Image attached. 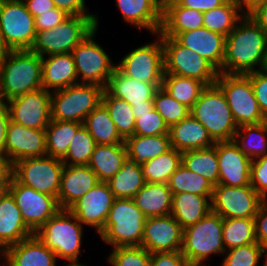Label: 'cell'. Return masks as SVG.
<instances>
[{
    "mask_svg": "<svg viewBox=\"0 0 267 266\" xmlns=\"http://www.w3.org/2000/svg\"><path fill=\"white\" fill-rule=\"evenodd\" d=\"M94 138L82 125L71 140L66 157L62 160L64 165H88L95 148Z\"/></svg>",
    "mask_w": 267,
    "mask_h": 266,
    "instance_id": "cell-46",
    "label": "cell"
},
{
    "mask_svg": "<svg viewBox=\"0 0 267 266\" xmlns=\"http://www.w3.org/2000/svg\"><path fill=\"white\" fill-rule=\"evenodd\" d=\"M65 11L54 8L34 18L36 32L55 28L69 17Z\"/></svg>",
    "mask_w": 267,
    "mask_h": 266,
    "instance_id": "cell-53",
    "label": "cell"
},
{
    "mask_svg": "<svg viewBox=\"0 0 267 266\" xmlns=\"http://www.w3.org/2000/svg\"><path fill=\"white\" fill-rule=\"evenodd\" d=\"M222 238L225 250L257 242L254 218L223 219Z\"/></svg>",
    "mask_w": 267,
    "mask_h": 266,
    "instance_id": "cell-45",
    "label": "cell"
},
{
    "mask_svg": "<svg viewBox=\"0 0 267 266\" xmlns=\"http://www.w3.org/2000/svg\"><path fill=\"white\" fill-rule=\"evenodd\" d=\"M3 259L6 266H56L58 258L34 234L8 247L4 251Z\"/></svg>",
    "mask_w": 267,
    "mask_h": 266,
    "instance_id": "cell-24",
    "label": "cell"
},
{
    "mask_svg": "<svg viewBox=\"0 0 267 266\" xmlns=\"http://www.w3.org/2000/svg\"><path fill=\"white\" fill-rule=\"evenodd\" d=\"M1 256H4V252L0 249V260H1ZM0 266H1V264H0Z\"/></svg>",
    "mask_w": 267,
    "mask_h": 266,
    "instance_id": "cell-69",
    "label": "cell"
},
{
    "mask_svg": "<svg viewBox=\"0 0 267 266\" xmlns=\"http://www.w3.org/2000/svg\"><path fill=\"white\" fill-rule=\"evenodd\" d=\"M161 40L164 50V74L198 79L206 86L215 84L219 71L210 62L172 37L161 36Z\"/></svg>",
    "mask_w": 267,
    "mask_h": 266,
    "instance_id": "cell-10",
    "label": "cell"
},
{
    "mask_svg": "<svg viewBox=\"0 0 267 266\" xmlns=\"http://www.w3.org/2000/svg\"><path fill=\"white\" fill-rule=\"evenodd\" d=\"M115 197L107 182H99L68 210L82 223L99 233L105 225Z\"/></svg>",
    "mask_w": 267,
    "mask_h": 266,
    "instance_id": "cell-18",
    "label": "cell"
},
{
    "mask_svg": "<svg viewBox=\"0 0 267 266\" xmlns=\"http://www.w3.org/2000/svg\"><path fill=\"white\" fill-rule=\"evenodd\" d=\"M4 155L13 164L24 158L46 156V131L27 128L9 121L6 131Z\"/></svg>",
    "mask_w": 267,
    "mask_h": 266,
    "instance_id": "cell-21",
    "label": "cell"
},
{
    "mask_svg": "<svg viewBox=\"0 0 267 266\" xmlns=\"http://www.w3.org/2000/svg\"><path fill=\"white\" fill-rule=\"evenodd\" d=\"M126 157L125 143L96 144L88 166L97 175L99 182H108L121 169Z\"/></svg>",
    "mask_w": 267,
    "mask_h": 266,
    "instance_id": "cell-32",
    "label": "cell"
},
{
    "mask_svg": "<svg viewBox=\"0 0 267 266\" xmlns=\"http://www.w3.org/2000/svg\"><path fill=\"white\" fill-rule=\"evenodd\" d=\"M145 220L133 199L115 198L104 228L98 234L113 248L141 246Z\"/></svg>",
    "mask_w": 267,
    "mask_h": 266,
    "instance_id": "cell-5",
    "label": "cell"
},
{
    "mask_svg": "<svg viewBox=\"0 0 267 266\" xmlns=\"http://www.w3.org/2000/svg\"><path fill=\"white\" fill-rule=\"evenodd\" d=\"M247 15L267 34V1L256 5Z\"/></svg>",
    "mask_w": 267,
    "mask_h": 266,
    "instance_id": "cell-59",
    "label": "cell"
},
{
    "mask_svg": "<svg viewBox=\"0 0 267 266\" xmlns=\"http://www.w3.org/2000/svg\"><path fill=\"white\" fill-rule=\"evenodd\" d=\"M56 8L65 11L68 15L96 16L86 10L85 0H53Z\"/></svg>",
    "mask_w": 267,
    "mask_h": 266,
    "instance_id": "cell-56",
    "label": "cell"
},
{
    "mask_svg": "<svg viewBox=\"0 0 267 266\" xmlns=\"http://www.w3.org/2000/svg\"><path fill=\"white\" fill-rule=\"evenodd\" d=\"M255 237L262 246L264 252L267 251V200H264L254 216Z\"/></svg>",
    "mask_w": 267,
    "mask_h": 266,
    "instance_id": "cell-54",
    "label": "cell"
},
{
    "mask_svg": "<svg viewBox=\"0 0 267 266\" xmlns=\"http://www.w3.org/2000/svg\"><path fill=\"white\" fill-rule=\"evenodd\" d=\"M83 123L51 119L46 131L47 156L63 160L71 140Z\"/></svg>",
    "mask_w": 267,
    "mask_h": 266,
    "instance_id": "cell-37",
    "label": "cell"
},
{
    "mask_svg": "<svg viewBox=\"0 0 267 266\" xmlns=\"http://www.w3.org/2000/svg\"><path fill=\"white\" fill-rule=\"evenodd\" d=\"M0 30L10 50H30L35 20L23 0H0Z\"/></svg>",
    "mask_w": 267,
    "mask_h": 266,
    "instance_id": "cell-13",
    "label": "cell"
},
{
    "mask_svg": "<svg viewBox=\"0 0 267 266\" xmlns=\"http://www.w3.org/2000/svg\"><path fill=\"white\" fill-rule=\"evenodd\" d=\"M169 136L171 147L181 153L215 145L207 129L190 114L169 128Z\"/></svg>",
    "mask_w": 267,
    "mask_h": 266,
    "instance_id": "cell-29",
    "label": "cell"
},
{
    "mask_svg": "<svg viewBox=\"0 0 267 266\" xmlns=\"http://www.w3.org/2000/svg\"><path fill=\"white\" fill-rule=\"evenodd\" d=\"M10 121L27 128L45 130L51 120V91L43 88L5 102Z\"/></svg>",
    "mask_w": 267,
    "mask_h": 266,
    "instance_id": "cell-17",
    "label": "cell"
},
{
    "mask_svg": "<svg viewBox=\"0 0 267 266\" xmlns=\"http://www.w3.org/2000/svg\"><path fill=\"white\" fill-rule=\"evenodd\" d=\"M154 109V105H132L133 114H143L151 112Z\"/></svg>",
    "mask_w": 267,
    "mask_h": 266,
    "instance_id": "cell-63",
    "label": "cell"
},
{
    "mask_svg": "<svg viewBox=\"0 0 267 266\" xmlns=\"http://www.w3.org/2000/svg\"><path fill=\"white\" fill-rule=\"evenodd\" d=\"M132 199L146 218L171 214L173 194L168 184L146 182Z\"/></svg>",
    "mask_w": 267,
    "mask_h": 266,
    "instance_id": "cell-31",
    "label": "cell"
},
{
    "mask_svg": "<svg viewBox=\"0 0 267 266\" xmlns=\"http://www.w3.org/2000/svg\"><path fill=\"white\" fill-rule=\"evenodd\" d=\"M216 152L219 164L218 184L242 187L251 185V163L233 141H217Z\"/></svg>",
    "mask_w": 267,
    "mask_h": 266,
    "instance_id": "cell-20",
    "label": "cell"
},
{
    "mask_svg": "<svg viewBox=\"0 0 267 266\" xmlns=\"http://www.w3.org/2000/svg\"><path fill=\"white\" fill-rule=\"evenodd\" d=\"M183 228L170 214L146 218L141 247L149 253L181 251Z\"/></svg>",
    "mask_w": 267,
    "mask_h": 266,
    "instance_id": "cell-19",
    "label": "cell"
},
{
    "mask_svg": "<svg viewBox=\"0 0 267 266\" xmlns=\"http://www.w3.org/2000/svg\"><path fill=\"white\" fill-rule=\"evenodd\" d=\"M181 164L190 171L206 178L213 186L218 184L219 164L216 142L214 146L209 148L183 152Z\"/></svg>",
    "mask_w": 267,
    "mask_h": 266,
    "instance_id": "cell-38",
    "label": "cell"
},
{
    "mask_svg": "<svg viewBox=\"0 0 267 266\" xmlns=\"http://www.w3.org/2000/svg\"><path fill=\"white\" fill-rule=\"evenodd\" d=\"M10 121L7 105L0 103V153L4 154L7 126Z\"/></svg>",
    "mask_w": 267,
    "mask_h": 266,
    "instance_id": "cell-61",
    "label": "cell"
},
{
    "mask_svg": "<svg viewBox=\"0 0 267 266\" xmlns=\"http://www.w3.org/2000/svg\"><path fill=\"white\" fill-rule=\"evenodd\" d=\"M97 30L98 24L71 53L76 66L78 80H81H79V83L97 84L106 88L116 64L112 62V58L104 51L103 47L95 42L96 38L94 36Z\"/></svg>",
    "mask_w": 267,
    "mask_h": 266,
    "instance_id": "cell-11",
    "label": "cell"
},
{
    "mask_svg": "<svg viewBox=\"0 0 267 266\" xmlns=\"http://www.w3.org/2000/svg\"><path fill=\"white\" fill-rule=\"evenodd\" d=\"M182 153L171 147L165 153L140 164L145 182L167 184L170 176L181 164Z\"/></svg>",
    "mask_w": 267,
    "mask_h": 266,
    "instance_id": "cell-40",
    "label": "cell"
},
{
    "mask_svg": "<svg viewBox=\"0 0 267 266\" xmlns=\"http://www.w3.org/2000/svg\"><path fill=\"white\" fill-rule=\"evenodd\" d=\"M141 167L126 157L121 169L107 182L115 198L132 199L145 185Z\"/></svg>",
    "mask_w": 267,
    "mask_h": 266,
    "instance_id": "cell-35",
    "label": "cell"
},
{
    "mask_svg": "<svg viewBox=\"0 0 267 266\" xmlns=\"http://www.w3.org/2000/svg\"><path fill=\"white\" fill-rule=\"evenodd\" d=\"M240 7V9L247 14L251 11L256 5L263 3L267 0H234Z\"/></svg>",
    "mask_w": 267,
    "mask_h": 266,
    "instance_id": "cell-62",
    "label": "cell"
},
{
    "mask_svg": "<svg viewBox=\"0 0 267 266\" xmlns=\"http://www.w3.org/2000/svg\"><path fill=\"white\" fill-rule=\"evenodd\" d=\"M98 24V16L70 15L55 28L36 32L30 51L40 57L71 53Z\"/></svg>",
    "mask_w": 267,
    "mask_h": 266,
    "instance_id": "cell-7",
    "label": "cell"
},
{
    "mask_svg": "<svg viewBox=\"0 0 267 266\" xmlns=\"http://www.w3.org/2000/svg\"><path fill=\"white\" fill-rule=\"evenodd\" d=\"M233 141L251 160L267 155V123L238 127Z\"/></svg>",
    "mask_w": 267,
    "mask_h": 266,
    "instance_id": "cell-41",
    "label": "cell"
},
{
    "mask_svg": "<svg viewBox=\"0 0 267 266\" xmlns=\"http://www.w3.org/2000/svg\"><path fill=\"white\" fill-rule=\"evenodd\" d=\"M251 186L264 200H267V155L252 160Z\"/></svg>",
    "mask_w": 267,
    "mask_h": 266,
    "instance_id": "cell-51",
    "label": "cell"
},
{
    "mask_svg": "<svg viewBox=\"0 0 267 266\" xmlns=\"http://www.w3.org/2000/svg\"><path fill=\"white\" fill-rule=\"evenodd\" d=\"M162 84H150L123 75L115 68L106 90L114 97L125 100L129 105H154L156 91Z\"/></svg>",
    "mask_w": 267,
    "mask_h": 266,
    "instance_id": "cell-26",
    "label": "cell"
},
{
    "mask_svg": "<svg viewBox=\"0 0 267 266\" xmlns=\"http://www.w3.org/2000/svg\"><path fill=\"white\" fill-rule=\"evenodd\" d=\"M10 51L11 50L6 45L0 30V61H2L10 53Z\"/></svg>",
    "mask_w": 267,
    "mask_h": 266,
    "instance_id": "cell-64",
    "label": "cell"
},
{
    "mask_svg": "<svg viewBox=\"0 0 267 266\" xmlns=\"http://www.w3.org/2000/svg\"><path fill=\"white\" fill-rule=\"evenodd\" d=\"M126 23L145 28L153 35L160 32L162 24L163 0H116Z\"/></svg>",
    "mask_w": 267,
    "mask_h": 266,
    "instance_id": "cell-25",
    "label": "cell"
},
{
    "mask_svg": "<svg viewBox=\"0 0 267 266\" xmlns=\"http://www.w3.org/2000/svg\"><path fill=\"white\" fill-rule=\"evenodd\" d=\"M33 235L24 223L14 197L8 192L0 201V249L4 252Z\"/></svg>",
    "mask_w": 267,
    "mask_h": 266,
    "instance_id": "cell-28",
    "label": "cell"
},
{
    "mask_svg": "<svg viewBox=\"0 0 267 266\" xmlns=\"http://www.w3.org/2000/svg\"><path fill=\"white\" fill-rule=\"evenodd\" d=\"M262 70H264L267 73V54H266V59H265V63H264Z\"/></svg>",
    "mask_w": 267,
    "mask_h": 266,
    "instance_id": "cell-67",
    "label": "cell"
},
{
    "mask_svg": "<svg viewBox=\"0 0 267 266\" xmlns=\"http://www.w3.org/2000/svg\"><path fill=\"white\" fill-rule=\"evenodd\" d=\"M203 27V13L181 6L176 0H163L162 24L158 34L174 38L178 33Z\"/></svg>",
    "mask_w": 267,
    "mask_h": 266,
    "instance_id": "cell-30",
    "label": "cell"
},
{
    "mask_svg": "<svg viewBox=\"0 0 267 266\" xmlns=\"http://www.w3.org/2000/svg\"><path fill=\"white\" fill-rule=\"evenodd\" d=\"M64 266H87V265H83L82 263H67Z\"/></svg>",
    "mask_w": 267,
    "mask_h": 266,
    "instance_id": "cell-66",
    "label": "cell"
},
{
    "mask_svg": "<svg viewBox=\"0 0 267 266\" xmlns=\"http://www.w3.org/2000/svg\"><path fill=\"white\" fill-rule=\"evenodd\" d=\"M244 15L234 0H227L223 5L203 13V27L228 36Z\"/></svg>",
    "mask_w": 267,
    "mask_h": 266,
    "instance_id": "cell-39",
    "label": "cell"
},
{
    "mask_svg": "<svg viewBox=\"0 0 267 266\" xmlns=\"http://www.w3.org/2000/svg\"><path fill=\"white\" fill-rule=\"evenodd\" d=\"M23 2L34 18L56 8L53 0H23Z\"/></svg>",
    "mask_w": 267,
    "mask_h": 266,
    "instance_id": "cell-58",
    "label": "cell"
},
{
    "mask_svg": "<svg viewBox=\"0 0 267 266\" xmlns=\"http://www.w3.org/2000/svg\"><path fill=\"white\" fill-rule=\"evenodd\" d=\"M83 126L89 131L96 144L124 143V139L119 135L107 108L102 103L87 115Z\"/></svg>",
    "mask_w": 267,
    "mask_h": 266,
    "instance_id": "cell-36",
    "label": "cell"
},
{
    "mask_svg": "<svg viewBox=\"0 0 267 266\" xmlns=\"http://www.w3.org/2000/svg\"><path fill=\"white\" fill-rule=\"evenodd\" d=\"M212 196L191 193L173 195L171 215L184 229L197 223L211 211Z\"/></svg>",
    "mask_w": 267,
    "mask_h": 266,
    "instance_id": "cell-33",
    "label": "cell"
},
{
    "mask_svg": "<svg viewBox=\"0 0 267 266\" xmlns=\"http://www.w3.org/2000/svg\"><path fill=\"white\" fill-rule=\"evenodd\" d=\"M10 184H0V201L9 192Z\"/></svg>",
    "mask_w": 267,
    "mask_h": 266,
    "instance_id": "cell-65",
    "label": "cell"
},
{
    "mask_svg": "<svg viewBox=\"0 0 267 266\" xmlns=\"http://www.w3.org/2000/svg\"><path fill=\"white\" fill-rule=\"evenodd\" d=\"M223 218L210 211L197 223L183 229L181 253L188 265L208 266L212 254L224 255ZM208 259V260H207Z\"/></svg>",
    "mask_w": 267,
    "mask_h": 266,
    "instance_id": "cell-3",
    "label": "cell"
},
{
    "mask_svg": "<svg viewBox=\"0 0 267 266\" xmlns=\"http://www.w3.org/2000/svg\"><path fill=\"white\" fill-rule=\"evenodd\" d=\"M266 54L267 34L245 14L226 36L222 73L245 75L261 70Z\"/></svg>",
    "mask_w": 267,
    "mask_h": 266,
    "instance_id": "cell-1",
    "label": "cell"
},
{
    "mask_svg": "<svg viewBox=\"0 0 267 266\" xmlns=\"http://www.w3.org/2000/svg\"><path fill=\"white\" fill-rule=\"evenodd\" d=\"M83 224L68 209H60L34 234L55 253L57 258L68 263H80Z\"/></svg>",
    "mask_w": 267,
    "mask_h": 266,
    "instance_id": "cell-4",
    "label": "cell"
},
{
    "mask_svg": "<svg viewBox=\"0 0 267 266\" xmlns=\"http://www.w3.org/2000/svg\"><path fill=\"white\" fill-rule=\"evenodd\" d=\"M104 87L78 83L51 92V119L83 123L102 101Z\"/></svg>",
    "mask_w": 267,
    "mask_h": 266,
    "instance_id": "cell-8",
    "label": "cell"
},
{
    "mask_svg": "<svg viewBox=\"0 0 267 266\" xmlns=\"http://www.w3.org/2000/svg\"><path fill=\"white\" fill-rule=\"evenodd\" d=\"M134 118L136 120L134 135H169V128L156 109L143 114H134Z\"/></svg>",
    "mask_w": 267,
    "mask_h": 266,
    "instance_id": "cell-50",
    "label": "cell"
},
{
    "mask_svg": "<svg viewBox=\"0 0 267 266\" xmlns=\"http://www.w3.org/2000/svg\"><path fill=\"white\" fill-rule=\"evenodd\" d=\"M14 173V164L12 161L0 153V184H11Z\"/></svg>",
    "mask_w": 267,
    "mask_h": 266,
    "instance_id": "cell-60",
    "label": "cell"
},
{
    "mask_svg": "<svg viewBox=\"0 0 267 266\" xmlns=\"http://www.w3.org/2000/svg\"><path fill=\"white\" fill-rule=\"evenodd\" d=\"M245 75L251 80L259 108L264 118L267 119V73L261 69Z\"/></svg>",
    "mask_w": 267,
    "mask_h": 266,
    "instance_id": "cell-52",
    "label": "cell"
},
{
    "mask_svg": "<svg viewBox=\"0 0 267 266\" xmlns=\"http://www.w3.org/2000/svg\"><path fill=\"white\" fill-rule=\"evenodd\" d=\"M45 57H41L43 89L52 92L79 83L72 53Z\"/></svg>",
    "mask_w": 267,
    "mask_h": 266,
    "instance_id": "cell-27",
    "label": "cell"
},
{
    "mask_svg": "<svg viewBox=\"0 0 267 266\" xmlns=\"http://www.w3.org/2000/svg\"><path fill=\"white\" fill-rule=\"evenodd\" d=\"M150 266H188L181 251L151 253Z\"/></svg>",
    "mask_w": 267,
    "mask_h": 266,
    "instance_id": "cell-55",
    "label": "cell"
},
{
    "mask_svg": "<svg viewBox=\"0 0 267 266\" xmlns=\"http://www.w3.org/2000/svg\"><path fill=\"white\" fill-rule=\"evenodd\" d=\"M264 199L251 185L233 187L217 184L213 187L211 211L226 218H254Z\"/></svg>",
    "mask_w": 267,
    "mask_h": 266,
    "instance_id": "cell-15",
    "label": "cell"
},
{
    "mask_svg": "<svg viewBox=\"0 0 267 266\" xmlns=\"http://www.w3.org/2000/svg\"><path fill=\"white\" fill-rule=\"evenodd\" d=\"M172 194L191 193L202 196H212L213 185L201 175H198L180 164L168 180Z\"/></svg>",
    "mask_w": 267,
    "mask_h": 266,
    "instance_id": "cell-43",
    "label": "cell"
},
{
    "mask_svg": "<svg viewBox=\"0 0 267 266\" xmlns=\"http://www.w3.org/2000/svg\"><path fill=\"white\" fill-rule=\"evenodd\" d=\"M215 84L222 90L238 127L266 121L246 75L219 73Z\"/></svg>",
    "mask_w": 267,
    "mask_h": 266,
    "instance_id": "cell-9",
    "label": "cell"
},
{
    "mask_svg": "<svg viewBox=\"0 0 267 266\" xmlns=\"http://www.w3.org/2000/svg\"><path fill=\"white\" fill-rule=\"evenodd\" d=\"M162 87L177 102L191 109L206 85L198 79L164 74Z\"/></svg>",
    "mask_w": 267,
    "mask_h": 266,
    "instance_id": "cell-42",
    "label": "cell"
},
{
    "mask_svg": "<svg viewBox=\"0 0 267 266\" xmlns=\"http://www.w3.org/2000/svg\"><path fill=\"white\" fill-rule=\"evenodd\" d=\"M107 261L112 266H150L151 253L141 246L114 247Z\"/></svg>",
    "mask_w": 267,
    "mask_h": 266,
    "instance_id": "cell-48",
    "label": "cell"
},
{
    "mask_svg": "<svg viewBox=\"0 0 267 266\" xmlns=\"http://www.w3.org/2000/svg\"><path fill=\"white\" fill-rule=\"evenodd\" d=\"M42 88V60L30 50H11L0 61V100L5 103L15 97Z\"/></svg>",
    "mask_w": 267,
    "mask_h": 266,
    "instance_id": "cell-2",
    "label": "cell"
},
{
    "mask_svg": "<svg viewBox=\"0 0 267 266\" xmlns=\"http://www.w3.org/2000/svg\"><path fill=\"white\" fill-rule=\"evenodd\" d=\"M181 6L195 9L202 13L223 5L227 0H176Z\"/></svg>",
    "mask_w": 267,
    "mask_h": 266,
    "instance_id": "cell-57",
    "label": "cell"
},
{
    "mask_svg": "<svg viewBox=\"0 0 267 266\" xmlns=\"http://www.w3.org/2000/svg\"><path fill=\"white\" fill-rule=\"evenodd\" d=\"M98 183L97 175L88 165H64L58 192L59 207L69 209Z\"/></svg>",
    "mask_w": 267,
    "mask_h": 266,
    "instance_id": "cell-23",
    "label": "cell"
},
{
    "mask_svg": "<svg viewBox=\"0 0 267 266\" xmlns=\"http://www.w3.org/2000/svg\"><path fill=\"white\" fill-rule=\"evenodd\" d=\"M124 143L127 157L139 165L156 158L171 148L169 135H133L126 138Z\"/></svg>",
    "mask_w": 267,
    "mask_h": 266,
    "instance_id": "cell-34",
    "label": "cell"
},
{
    "mask_svg": "<svg viewBox=\"0 0 267 266\" xmlns=\"http://www.w3.org/2000/svg\"><path fill=\"white\" fill-rule=\"evenodd\" d=\"M62 160L50 156L24 158L14 163L13 177L20 183L49 194L58 201Z\"/></svg>",
    "mask_w": 267,
    "mask_h": 266,
    "instance_id": "cell-12",
    "label": "cell"
},
{
    "mask_svg": "<svg viewBox=\"0 0 267 266\" xmlns=\"http://www.w3.org/2000/svg\"><path fill=\"white\" fill-rule=\"evenodd\" d=\"M101 103L107 108L119 135L124 140L133 136L136 120L134 118L132 106L125 100L112 96L106 89L103 91Z\"/></svg>",
    "mask_w": 267,
    "mask_h": 266,
    "instance_id": "cell-44",
    "label": "cell"
},
{
    "mask_svg": "<svg viewBox=\"0 0 267 266\" xmlns=\"http://www.w3.org/2000/svg\"><path fill=\"white\" fill-rule=\"evenodd\" d=\"M9 192L20 209L24 223L33 233L61 209L55 197L20 184L14 177Z\"/></svg>",
    "mask_w": 267,
    "mask_h": 266,
    "instance_id": "cell-16",
    "label": "cell"
},
{
    "mask_svg": "<svg viewBox=\"0 0 267 266\" xmlns=\"http://www.w3.org/2000/svg\"><path fill=\"white\" fill-rule=\"evenodd\" d=\"M154 109L163 117L165 124L170 128L190 114V109L177 102L167 91L160 87L153 99Z\"/></svg>",
    "mask_w": 267,
    "mask_h": 266,
    "instance_id": "cell-47",
    "label": "cell"
},
{
    "mask_svg": "<svg viewBox=\"0 0 267 266\" xmlns=\"http://www.w3.org/2000/svg\"><path fill=\"white\" fill-rule=\"evenodd\" d=\"M158 40L128 52L116 68L125 76L150 84H162L164 77V50L161 35Z\"/></svg>",
    "mask_w": 267,
    "mask_h": 266,
    "instance_id": "cell-14",
    "label": "cell"
},
{
    "mask_svg": "<svg viewBox=\"0 0 267 266\" xmlns=\"http://www.w3.org/2000/svg\"><path fill=\"white\" fill-rule=\"evenodd\" d=\"M264 255H265V262H264V264H263V266H267V252L265 251L264 253H263Z\"/></svg>",
    "mask_w": 267,
    "mask_h": 266,
    "instance_id": "cell-68",
    "label": "cell"
},
{
    "mask_svg": "<svg viewBox=\"0 0 267 266\" xmlns=\"http://www.w3.org/2000/svg\"><path fill=\"white\" fill-rule=\"evenodd\" d=\"M190 115L207 129L215 142L233 140L238 130L228 102L216 84L202 90L190 109Z\"/></svg>",
    "mask_w": 267,
    "mask_h": 266,
    "instance_id": "cell-6",
    "label": "cell"
},
{
    "mask_svg": "<svg viewBox=\"0 0 267 266\" xmlns=\"http://www.w3.org/2000/svg\"><path fill=\"white\" fill-rule=\"evenodd\" d=\"M264 250L258 243H250L224 252L225 257L220 266H257Z\"/></svg>",
    "mask_w": 267,
    "mask_h": 266,
    "instance_id": "cell-49",
    "label": "cell"
},
{
    "mask_svg": "<svg viewBox=\"0 0 267 266\" xmlns=\"http://www.w3.org/2000/svg\"><path fill=\"white\" fill-rule=\"evenodd\" d=\"M174 39L194 53L199 54L222 73L226 36L205 27L178 33Z\"/></svg>",
    "mask_w": 267,
    "mask_h": 266,
    "instance_id": "cell-22",
    "label": "cell"
}]
</instances>
